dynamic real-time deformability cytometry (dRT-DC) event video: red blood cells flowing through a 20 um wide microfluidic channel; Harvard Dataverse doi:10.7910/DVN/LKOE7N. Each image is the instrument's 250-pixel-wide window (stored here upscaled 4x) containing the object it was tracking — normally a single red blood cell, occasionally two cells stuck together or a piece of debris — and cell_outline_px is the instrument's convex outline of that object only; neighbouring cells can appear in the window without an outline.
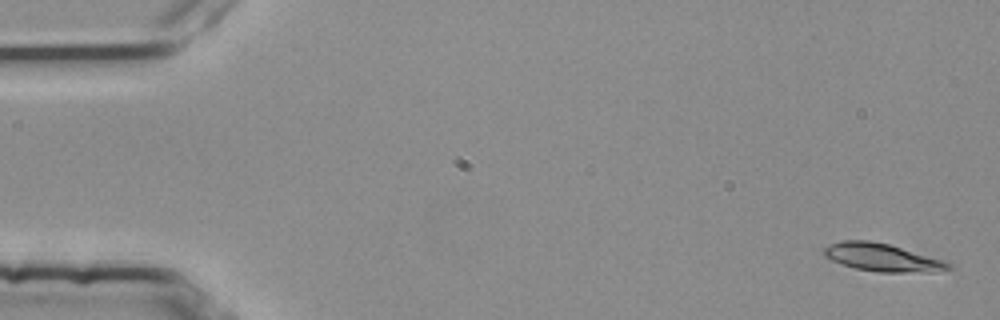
{"species": "common noctule bat (a hibernating species)", "species_latin": "Nyctalus noctula", "temperature_condition": "room temperature", "stored_images_in_passage": 53, "camera_frame_rate_fps": 3000, "um_per_image_px": 0.085, "animal": {"sex": "female", "body_mass_g": 25.1}, "frame": {"image": 1, "passage_image": 2, "time_ms": 0.333, "image_size_px": [1000, 320], "cell_outline_px": [[952, 268], [932, 272], [876, 272], [856, 268], [832, 260], [824, 256], [820, 252], [820, 248], [828, 244], [844, 240], [868, 240], [888, 244], [940, 260], [952, 264]], "centroid_in_image_um": [74.88, 21.88], "position_along_channel_um": 10.1, "area_um2": 19.94}}
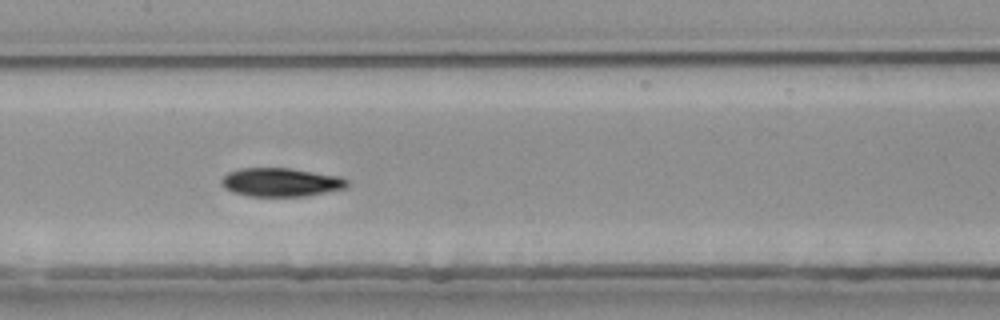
{"frame": {"image": 2, "passage_image": 27, "time_ms": 8.667, "image_size_px": [1000, 320], "cell_outline_px": [[348, 184], [344, 188], [304, 196], [248, 196], [232, 192], [224, 188], [220, 184], [220, 180], [228, 172], [240, 168], [292, 168], [340, 176], [348, 180]], "centroid_in_image_um": [23.83, 15.48], "position_along_channel_um": 183.6, "area_um2": 20.98}}
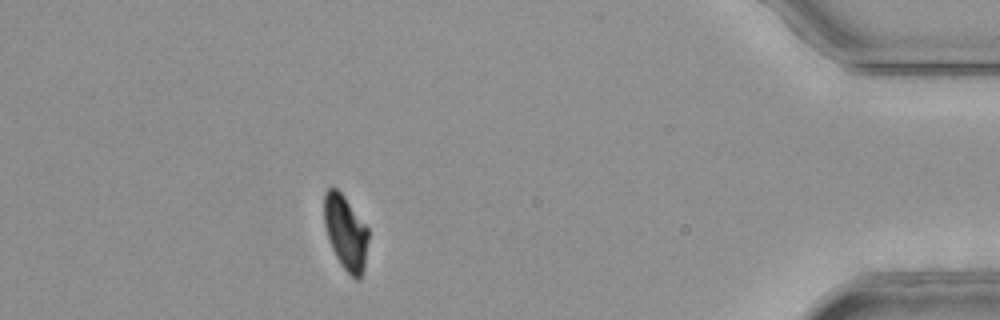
{"frame": {"image": 3, "passage_image": 49, "time_ms": 16.0, "image_size_px": [1000, 320], "cell_outline_px": [[368, 240], [364, 268], [360, 276], [356, 280], [340, 264], [328, 240], [324, 224], [324, 192], [328, 188], [336, 188], [344, 196], [368, 228]], "centroid_in_image_um": [29.36, 19.74], "position_along_channel_um": 405.8, "area_um2": 19.02}, "authors_computed_cell_mechanics": {"area_um2": 20.3456, "velocity_mm_per_s": 3.7649, "shape_relaxation_time_tau1_ms": 4.1904, "shape_relaxation_time_tau2_ms": 1.896, "deformation_change_tau1": 0.1687, "deformation_change_tau2": 0.0532}}